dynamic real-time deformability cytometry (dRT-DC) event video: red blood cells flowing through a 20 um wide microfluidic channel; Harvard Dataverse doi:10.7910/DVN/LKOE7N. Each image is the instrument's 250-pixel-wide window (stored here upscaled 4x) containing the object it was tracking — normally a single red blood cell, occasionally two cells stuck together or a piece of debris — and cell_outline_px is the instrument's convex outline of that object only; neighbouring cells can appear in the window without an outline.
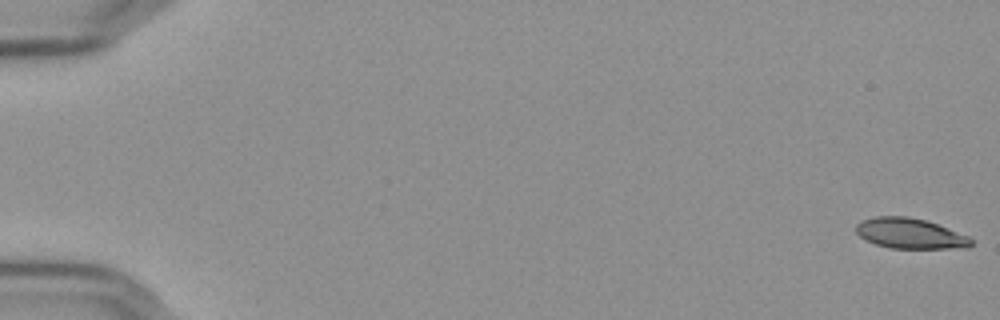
{"species": "Egyptian fruit bat (a non-hibernating species)", "species_latin": "Rousettus aegyptiacus", "temperature_condition": "cold", "stored_images_in_passage": 57, "camera_frame_rate_fps": 3000, "um_per_image_px": 0.085, "frame": {"image": 1, "passage_image": 1, "time_ms": 0.0, "image_size_px": [1000, 320], "cell_outline_px": [[972, 244], [968, 248], [892, 248], [876, 244], [864, 240], [856, 232], [856, 224], [864, 220], [876, 216], [908, 216], [924, 220], [936, 224], [968, 236], [972, 240]], "centroid_in_image_um": [77.34, 19.85], "position_along_channel_um": 7.7, "area_um2": 20.17}}
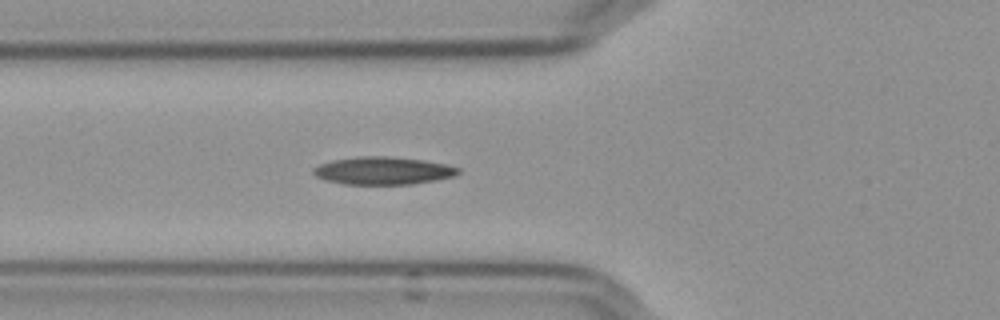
{"frame": {"image": 2, "passage_image": 22, "time_ms": 7.0, "image_size_px": [1000, 320], "cell_outline_px": [[460, 172], [452, 176], [436, 180], [412, 184], [344, 184], [324, 180], [316, 176], [312, 172], [312, 168], [320, 164], [332, 160], [364, 156], [384, 156], [420, 160], [444, 164], [460, 168]], "centroid_in_image_um": [32.51, 14.52], "position_along_channel_um": 93.3, "area_um2": 23.12}}
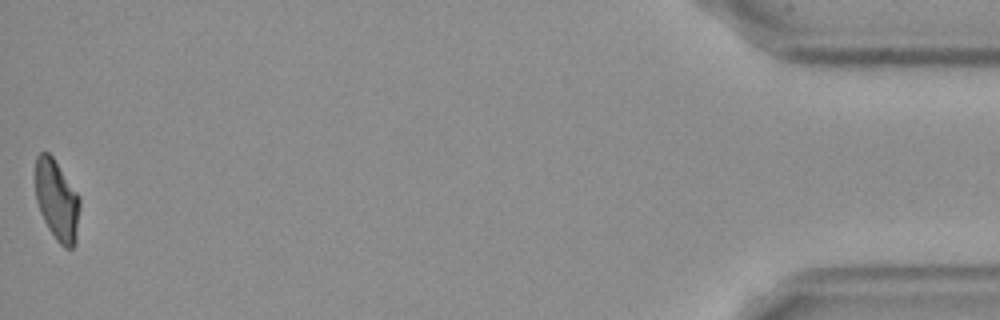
{"frame": {"image": 3, "passage_image": 57, "time_ms": 18.667, "image_size_px": [1000, 320], "cell_outline_px": [[80, 208], [76, 244], [72, 248], [64, 248], [56, 240], [48, 228], [40, 212], [36, 200], [36, 156], [40, 152], [48, 152], [52, 156], [80, 196]], "centroid_in_image_um": [4.86, 17.05], "position_along_channel_um": 430.3, "area_um2": 20.98}, "authors_computed_cell_mechanics": {"area_um2": 22.1374, "velocity_mm_per_s": 3.6315, "shape_relaxation_time_tau1_ms": 5.5792, "shape_relaxation_time_tau2_ms": 3.7555, "deformation_change_tau1": 0.1588, "deformation_change_tau2": 0.1052}}